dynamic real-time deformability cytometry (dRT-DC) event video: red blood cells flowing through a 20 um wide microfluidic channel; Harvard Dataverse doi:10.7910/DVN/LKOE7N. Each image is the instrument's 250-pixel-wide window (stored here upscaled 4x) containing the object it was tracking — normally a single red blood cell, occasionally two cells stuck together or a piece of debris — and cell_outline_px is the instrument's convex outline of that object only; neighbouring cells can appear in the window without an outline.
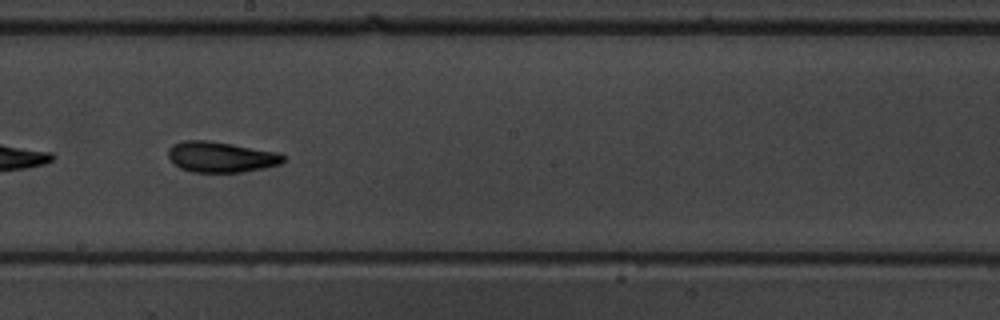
{"species": "common noctule bat (a hibernating species)", "species_latin": "Nyctalus noctula", "temperature_condition": "warm", "stored_images_in_passage": 55, "camera_frame_rate_fps": 3000, "um_per_image_px": 0.085, "animal": {"sex": "male", "body_mass_g": 19.5, "forearm_length_mm": 54.6}, "frame": {"image": 1, "passage_image": 32, "time_ms": 10.333, "image_size_px": [1000, 320], "cell_outline_px": [[284, 160], [280, 164], [264, 168], [240, 172], [192, 172], [180, 168], [168, 156], [168, 148], [172, 144], [184, 140], [208, 140], [232, 144], [276, 152], [284, 156]], "centroid_in_image_um": [18.75, 13.34], "position_along_channel_um": 229.5, "area_um2": 20.4}}
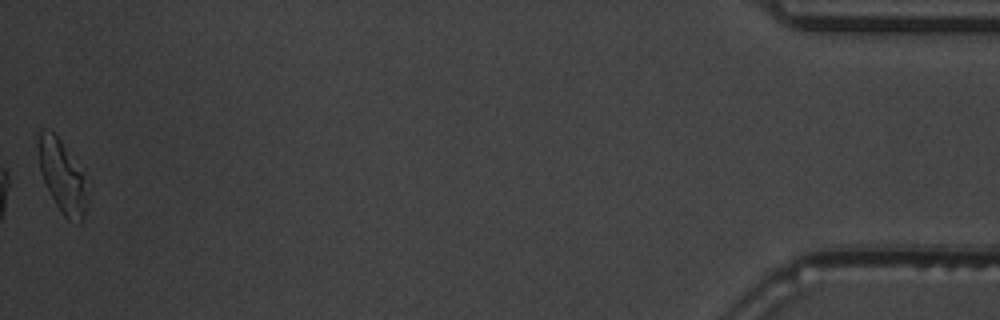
{"frame": {"image": 2, "passage_image": 55, "time_ms": 18.0, "image_size_px": [1000, 320], "cell_outline_px": [[88, 196], [84, 216], [80, 224], [68, 220], [60, 212], [40, 172], [36, 144], [40, 132], [52, 132], [60, 140], [84, 172], [88, 192]], "centroid_in_image_um": [5.32, 15.04], "position_along_channel_um": 429.9, "area_um2": 20.75}, "authors_computed_cell_mechanics": {"area_um2": 20.5768, "velocity_mm_per_s": 3.7552, "shape_relaxation_time_tau1_ms": 5.1148, "shape_relaxation_time_tau2_ms": 2.0566, "deformation_change_tau1": 0.1844, "deformation_change_tau2": 0.0963}}